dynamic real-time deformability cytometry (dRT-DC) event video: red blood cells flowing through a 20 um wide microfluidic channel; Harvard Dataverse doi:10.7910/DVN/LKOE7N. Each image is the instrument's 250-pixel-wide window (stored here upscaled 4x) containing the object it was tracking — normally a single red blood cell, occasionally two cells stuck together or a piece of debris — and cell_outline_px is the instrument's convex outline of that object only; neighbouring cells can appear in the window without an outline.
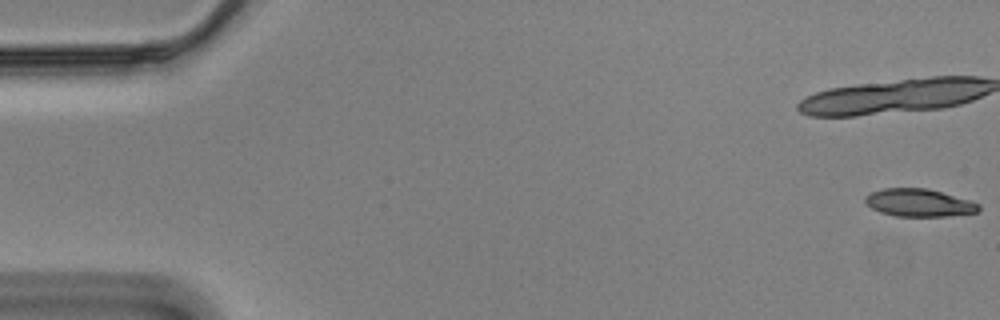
{"species": "Egyptian fruit bat (a non-hibernating species)", "species_latin": "Rousettus aegyptiacus", "temperature_condition": "cold", "stored_images_in_passage": 23, "camera_frame_rate_fps": 3000, "um_per_image_px": 0.085, "animal": {"sex": "male"}, "frame": {"image": 1, "passage_image": 1, "time_ms": 0.0, "image_size_px": [1000, 320], "cell_outline_px": [[980, 208], [976, 212], [948, 216], [896, 216], [880, 212], [872, 208], [864, 200], [864, 196], [872, 192], [884, 188], [928, 188], [968, 200], [980, 204]], "centroid_in_image_um": [78.09, 17.23], "position_along_channel_um": 6.9, "area_um2": 18.15}}
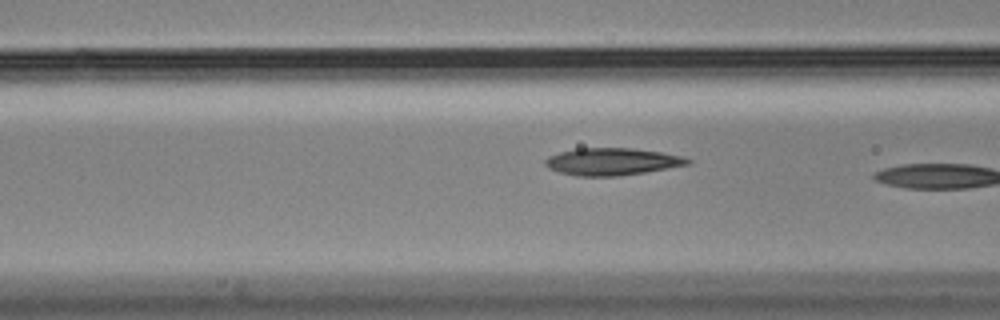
{"frame": {"image": 2, "passage_image": 20, "time_ms": 6.333, "image_size_px": [1000, 320], "cell_outline_px": [[692, 164], [620, 176], [576, 176], [560, 172], [548, 168], [544, 164], [544, 160], [548, 156], [560, 152], [576, 148], [632, 148], [660, 152], [680, 156], [692, 160]], "centroid_in_image_um": [52.0, 13.74], "position_along_channel_um": 114.6, "area_um2": 22.6}}